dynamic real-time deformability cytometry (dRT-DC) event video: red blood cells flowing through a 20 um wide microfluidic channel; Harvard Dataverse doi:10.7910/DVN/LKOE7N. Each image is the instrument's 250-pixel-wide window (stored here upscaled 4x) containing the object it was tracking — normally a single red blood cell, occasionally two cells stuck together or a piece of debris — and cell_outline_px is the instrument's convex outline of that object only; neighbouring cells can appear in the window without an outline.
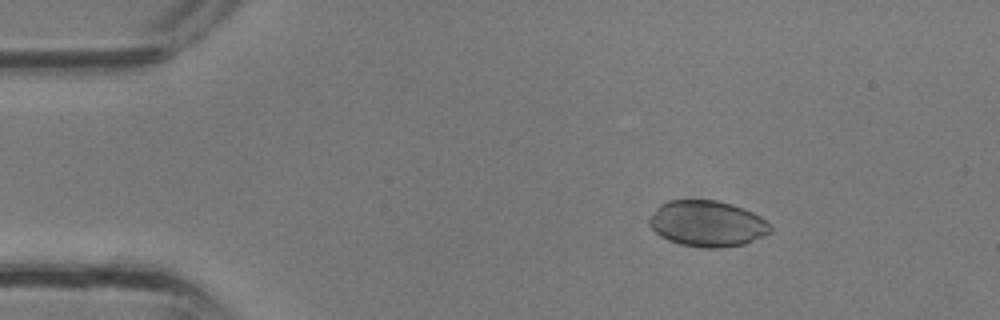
{"species": "common noctule bat (a hibernating species)", "species_latin": "Nyctalus noctula", "temperature_condition": "room temperature", "stored_images_in_passage": 36, "camera_frame_rate_fps": 3000, "um_per_image_px": 0.085, "animal": {"sex": "male", "body_mass_g": 13.3}, "frame": {"image": 1, "passage_image": 6, "time_ms": 1.667, "image_size_px": [1000, 320], "cell_outline_px": [[772, 232], [764, 236], [744, 244], [716, 248], [708, 248], [680, 244], [668, 240], [660, 236], [648, 224], [648, 216], [660, 204], [668, 200], [716, 200], [732, 204], [744, 208], [760, 216], [772, 228]], "centroid_in_image_um": [60.09, 19.0], "position_along_channel_um": 24.9, "area_um2": 32.54}}
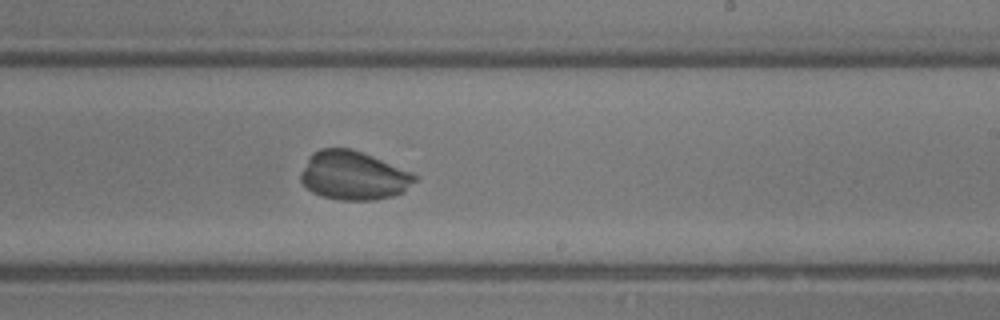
{"frame": {"image": 2, "passage_image": 22, "time_ms": 7.0, "image_size_px": [1000, 320], "cell_outline_px": [[420, 176], [404, 192], [392, 196], [376, 200], [340, 200], [320, 196], [312, 192], [300, 180], [300, 172], [308, 156], [312, 152], [320, 148], [352, 148], [412, 172]], "centroid_in_image_um": [30.03, 14.92], "position_along_channel_um": 259.0, "area_um2": 32.71}}
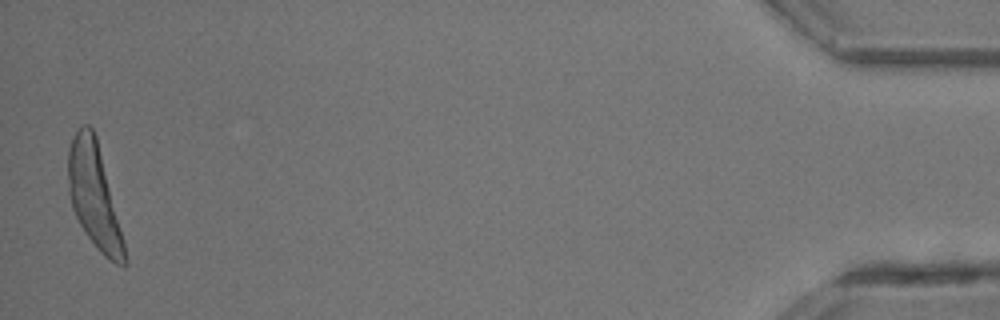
{"frame": {"image": 3, "passage_image": 36, "time_ms": 11.667, "image_size_px": [1000, 320], "cell_outline_px": [[128, 264], [124, 268], [108, 260], [100, 252], [84, 232], [72, 208], [68, 192], [68, 148], [80, 124], [88, 124], [92, 128], [96, 136], [124, 240], [128, 260]], "centroid_in_image_um": [8.01, 16.7], "position_along_channel_um": 427.2, "area_um2": 34.16}}